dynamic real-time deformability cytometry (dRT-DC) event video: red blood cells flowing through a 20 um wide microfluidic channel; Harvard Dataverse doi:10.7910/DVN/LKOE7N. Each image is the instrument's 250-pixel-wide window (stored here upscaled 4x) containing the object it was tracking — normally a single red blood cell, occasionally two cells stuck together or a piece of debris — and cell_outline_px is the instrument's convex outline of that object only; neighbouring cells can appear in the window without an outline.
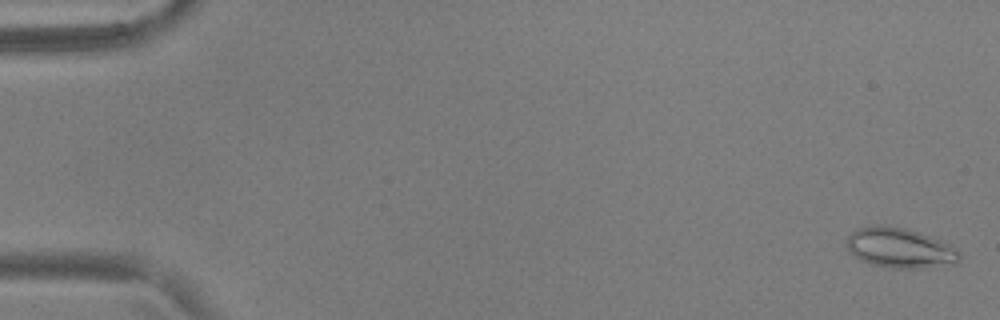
{"species": "common noctule bat (a hibernating species)", "species_latin": "Nyctalus noctula", "temperature_condition": "warm", "stored_images_in_passage": 56, "camera_frame_rate_fps": 3000, "um_per_image_px": 0.085, "animal": {"sex": "male", "body_mass_g": 17.9, "forearm_length_mm": 54.2}, "frame": {"image": 1, "passage_image": 2, "time_ms": 0.333, "image_size_px": [1000, 320], "cell_outline_px": [[960, 260], [956, 264], [920, 268], [892, 268], [872, 264], [860, 260], [848, 248], [848, 236], [856, 228], [876, 224], [880, 224], [908, 228], [920, 232], [940, 240], [956, 248], [960, 252]], "centroid_in_image_um": [76.52, 21.06], "position_along_channel_um": 8.5, "area_um2": 26.41}}
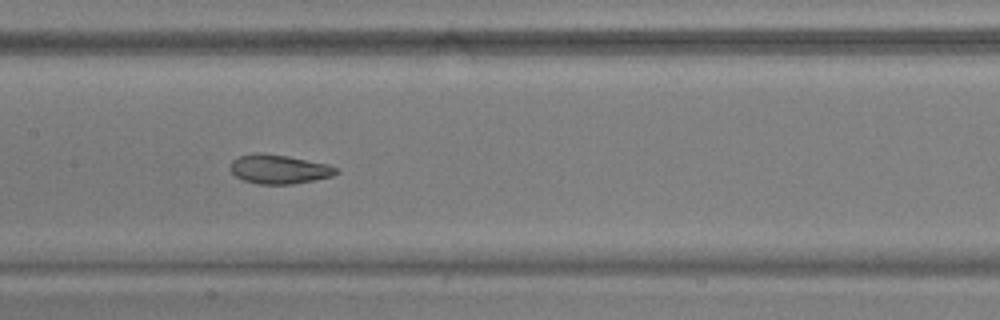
{"frame": {"image": 2, "passage_image": 28, "time_ms": 9.0, "image_size_px": [1000, 320], "cell_outline_px": [[340, 172], [332, 176], [292, 184], [256, 184], [244, 180], [236, 176], [228, 168], [232, 160], [236, 156], [256, 152], [260, 152], [288, 156], [328, 164], [340, 168]], "centroid_in_image_um": [23.7, 14.36], "position_along_channel_um": 183.7, "area_um2": 18.21}}
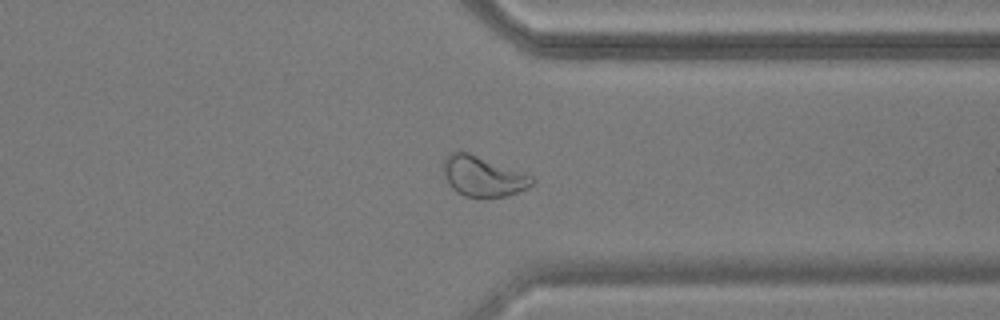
{"frame": {"image": 3, "passage_image": 43, "time_ms": 14.0, "image_size_px": [1000, 320], "cell_outline_px": [[536, 180], [528, 188], [504, 196], [464, 196], [456, 192], [448, 184], [444, 172], [444, 156], [448, 152], [468, 152], [532, 176]], "centroid_in_image_um": [41.02, 14.97], "position_along_channel_um": 370.4, "area_um2": 20.4}, "authors_computed_cell_mechanics": {"area_um2": 20.8658, "velocity_mm_per_s": 3.7433, "shape_relaxation_time_tau1_ms": 10.1198, "shape_relaxation_time_tau2_ms": 1.9799, "deformation_change_tau1": 0.204, "deformation_change_tau2": 0.0812}}